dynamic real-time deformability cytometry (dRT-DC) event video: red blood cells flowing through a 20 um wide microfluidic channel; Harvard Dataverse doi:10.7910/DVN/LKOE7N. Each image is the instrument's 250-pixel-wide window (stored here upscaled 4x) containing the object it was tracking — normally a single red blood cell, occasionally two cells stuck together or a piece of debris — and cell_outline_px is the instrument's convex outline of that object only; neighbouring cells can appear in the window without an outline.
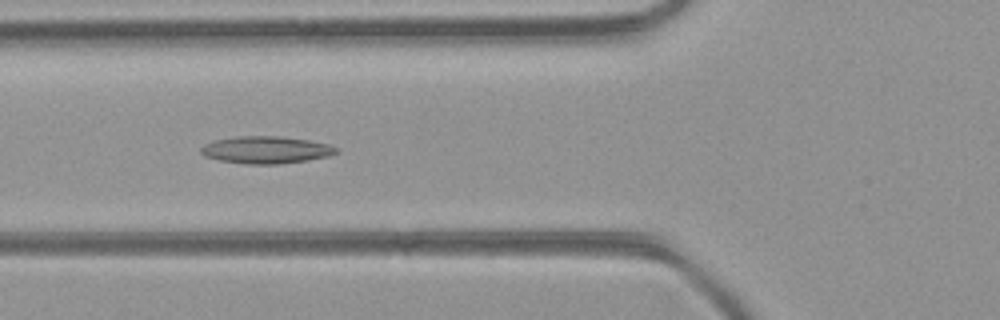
{"species": "common noctule bat (a hibernating species)", "species_latin": "Nyctalus noctula", "temperature_condition": "room temperature", "stored_images_in_passage": 37, "camera_frame_rate_fps": 3000, "um_per_image_px": 0.085, "animal": {"sex": "female", "body_mass_g": 21.9}, "frame": {"image": 1, "passage_image": 8, "time_ms": 2.333, "image_size_px": [1000, 320], "cell_outline_px": [[336, 152], [328, 156], [308, 160], [280, 164], [244, 164], [220, 160], [204, 156], [200, 152], [200, 148], [204, 144], [216, 140], [236, 136], [280, 136], [308, 140], [328, 144], [336, 148]], "centroid_in_image_um": [22.57, 12.74], "position_along_channel_um": 103.2, "area_um2": 21.39}}
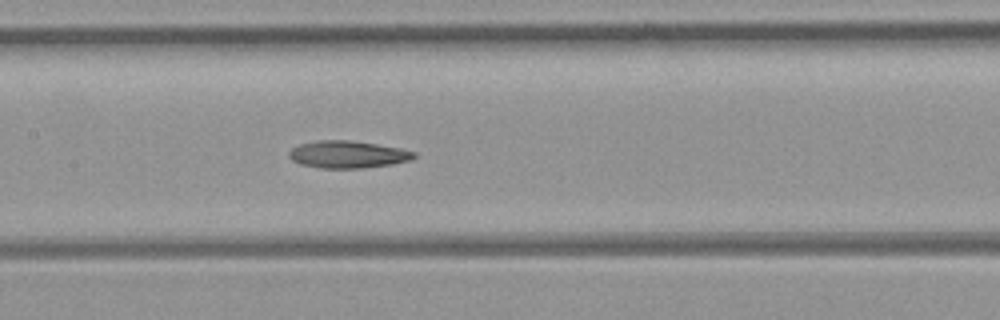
{"frame": {"image": 2, "passage_image": 13, "time_ms": 4.0, "image_size_px": [1000, 320], "cell_outline_px": [[416, 156], [412, 160], [392, 164], [364, 168], [320, 168], [300, 164], [292, 160], [288, 156], [288, 152], [292, 148], [300, 144], [316, 140], [352, 140], [400, 148], [416, 152]], "centroid_in_image_um": [29.56, 13.12], "position_along_channel_um": 177.8, "area_um2": 20.0}}
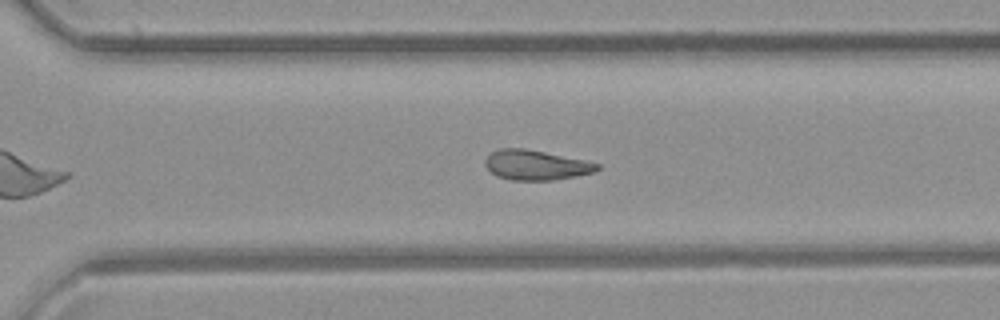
{"frame": {"image": 3, "passage_image": 23, "time_ms": 7.333, "image_size_px": [1000, 320], "cell_outline_px": [[600, 168], [596, 172], [576, 176], [552, 180], [512, 180], [496, 176], [484, 164], [484, 160], [492, 152], [500, 148], [524, 148], [584, 160], [600, 164]], "centroid_in_image_um": [45.56, 14.03], "position_along_channel_um": 325.0, "area_um2": 19.42}, "authors_computed_cell_mechanics": {"area_um2": 20.0566, "velocity_mm_per_s": 4.4425, "shape_relaxation_time_tau1_ms": null, "shape_relaxation_time_tau2_ms": 11.0035, "deformation_change_tau1": null, "deformation_change_tau2": 0.2393}}